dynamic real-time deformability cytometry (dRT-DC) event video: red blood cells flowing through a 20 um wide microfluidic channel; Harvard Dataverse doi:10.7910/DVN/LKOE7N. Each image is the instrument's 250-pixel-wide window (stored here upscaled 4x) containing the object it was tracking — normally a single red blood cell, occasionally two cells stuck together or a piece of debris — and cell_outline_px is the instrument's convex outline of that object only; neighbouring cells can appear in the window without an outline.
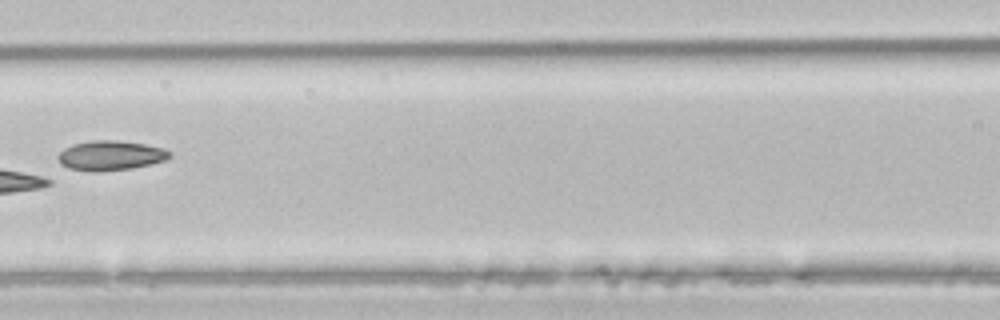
{"species": "common noctule bat (a hibernating species)", "species_latin": "Nyctalus noctula", "temperature_condition": "room temperature", "stored_images_in_passage": 5, "camera_frame_rate_fps": 3000, "um_per_image_px": 0.085, "animal": {"sex": "male", "body_mass_g": 21.5, "forearm_length_mm": 52.0}, "frame": {"image": 1, "passage_image": 5, "time_ms": 1.333, "image_size_px": [1000, 320], "cell_outline_px": [[172, 156], [168, 160], [152, 164], [132, 168], [100, 172], [92, 172], [68, 168], [60, 164], [60, 152], [64, 148], [72, 144], [92, 140], [112, 140], [144, 144], [164, 148], [172, 152]], "centroid_in_image_um": [9.44, 13.23], "position_along_channel_um": 157.2, "area_um2": 19.48}}